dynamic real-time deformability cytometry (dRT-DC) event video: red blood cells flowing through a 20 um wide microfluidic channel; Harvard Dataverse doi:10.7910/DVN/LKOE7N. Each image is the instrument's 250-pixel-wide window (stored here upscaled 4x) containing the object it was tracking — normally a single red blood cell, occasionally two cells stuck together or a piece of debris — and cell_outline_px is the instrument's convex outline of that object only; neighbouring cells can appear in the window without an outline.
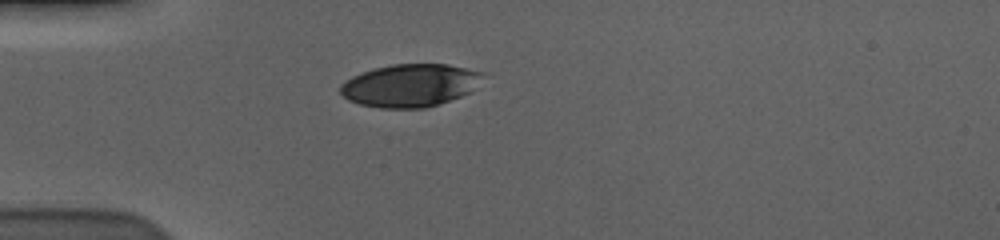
{"species": "human", "species_latin": "Homo sapiens", "temperature_condition": "cold", "stored_images_in_passage": 42, "camera_frame_rate_fps": 3000, "um_per_image_px": 0.085, "donor": {"sex": "male"}, "frame": {"image": 1, "passage_image": 1, "time_ms": 0.0, "image_size_px": [1000, 240], "cell_outline_px": [[484, 72], [468, 92], [460, 96], [424, 108], [380, 108], [360, 104], [348, 100], [340, 92], [340, 84], [344, 80], [352, 76], [376, 68], [392, 64], [448, 64]], "centroid_in_image_um": [34.78, 7.25], "position_along_channel_um": 50.2, "area_um2": 34.91}}
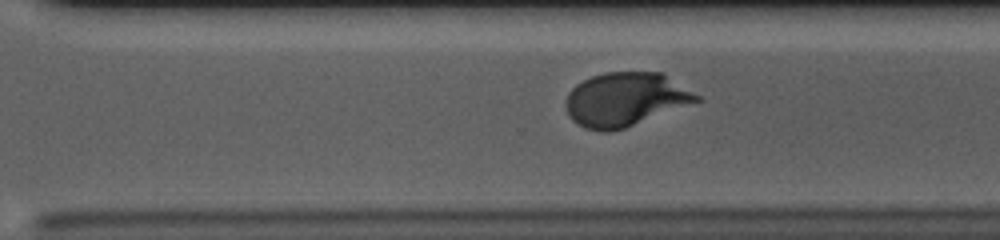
{"frame": {"image": 2, "passage_image": 25, "time_ms": 8.0, "image_size_px": [1000, 240], "cell_outline_px": [[704, 100], [624, 128], [608, 132], [604, 132], [584, 128], [572, 120], [568, 116], [564, 104], [564, 100], [568, 92], [576, 84], [592, 76], [604, 72], [664, 72], [700, 96]], "centroid_in_image_um": [53.16, 8.44], "position_along_channel_um": 317.4, "area_um2": 41.44}}
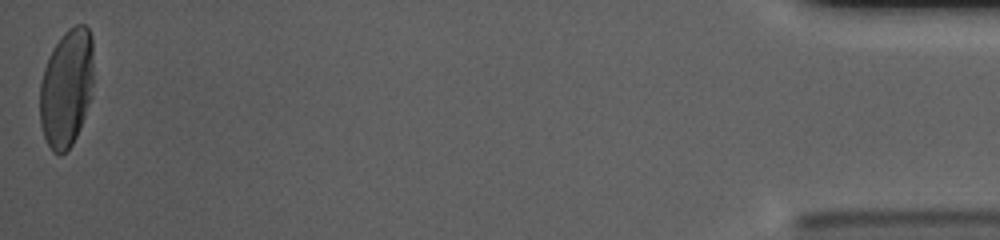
{"frame": {"image": 3, "passage_image": 42, "time_ms": 13.667, "image_size_px": [1000, 240], "cell_outline_px": [[92, 96], [80, 128], [72, 144], [60, 156], [52, 152], [44, 136], [40, 124], [40, 84], [44, 68], [48, 56], [52, 48], [64, 32], [68, 28], [76, 24], [84, 24], [88, 28], [92, 36]], "centroid_in_image_um": [5.65, 7.47], "position_along_channel_um": 429.6, "area_um2": 37.17}, "authors_computed_cell_mechanics": {"area_um2": 40.0554, "velocity_mm_per_s": 3.5671, "shape_relaxation_time_tau1_ms": 4.5538, "shape_relaxation_time_tau2_ms": null, "deformation_change_tau1": 0.1922, "deformation_change_tau2": null}}